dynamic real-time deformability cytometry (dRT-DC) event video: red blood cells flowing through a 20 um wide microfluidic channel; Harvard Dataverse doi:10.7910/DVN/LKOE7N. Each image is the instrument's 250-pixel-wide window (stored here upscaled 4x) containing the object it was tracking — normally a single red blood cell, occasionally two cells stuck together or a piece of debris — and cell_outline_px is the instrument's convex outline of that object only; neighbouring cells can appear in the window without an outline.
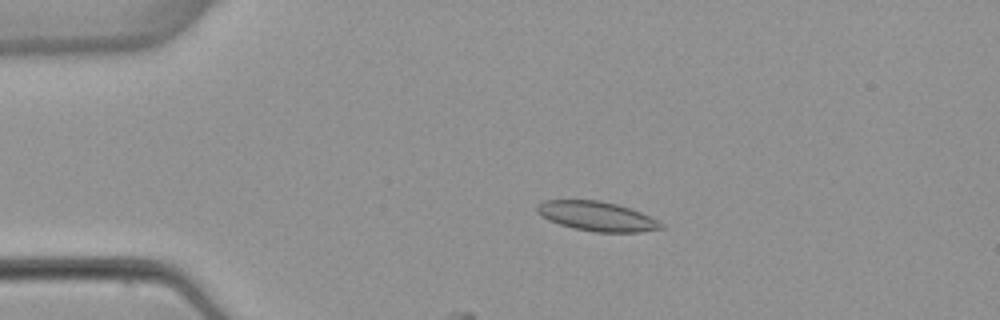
{"species": "common noctule bat (a hibernating species)", "species_latin": "Nyctalus noctula", "temperature_condition": "warm", "stored_images_in_passage": 9, "camera_frame_rate_fps": 3000, "um_per_image_px": 0.085, "animal": {"sex": "female", "body_mass_g": 22.7, "forearm_length_mm": 54.2}, "frame": {"image": 1, "passage_image": 2, "time_ms": 1.0, "image_size_px": [1000, 320], "cell_outline_px": [[664, 228], [640, 232], [596, 232], [572, 228], [548, 220], [540, 216], [536, 212], [536, 204], [544, 200], [600, 200], [632, 208], [664, 224]], "centroid_in_image_um": [50.7, 18.38], "position_along_channel_um": 34.3, "area_um2": 21.44}}